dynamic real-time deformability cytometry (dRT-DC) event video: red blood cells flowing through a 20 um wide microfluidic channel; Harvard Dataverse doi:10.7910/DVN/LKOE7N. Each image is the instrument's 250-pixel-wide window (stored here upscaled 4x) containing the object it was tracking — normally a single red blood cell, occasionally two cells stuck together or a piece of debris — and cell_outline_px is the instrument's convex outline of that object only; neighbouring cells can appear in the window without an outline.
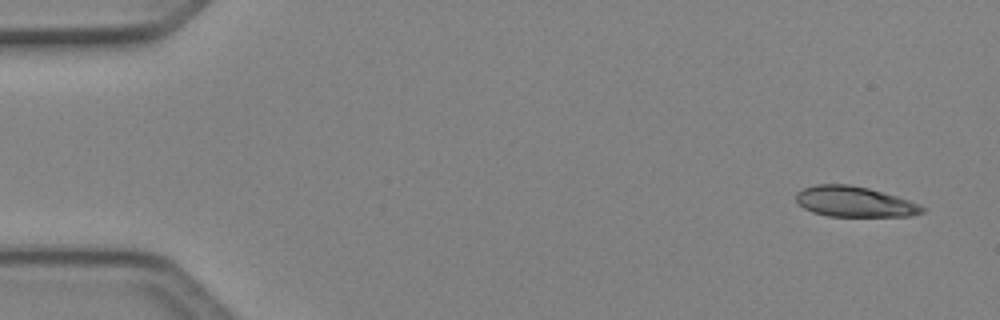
{"species": "Egyptian fruit bat (a non-hibernating species)", "species_latin": "Rousettus aegyptiacus", "temperature_condition": "cold", "stored_images_in_passage": 6, "camera_frame_rate_fps": 3000, "um_per_image_px": 0.085, "animal": {"sex": "female"}, "frame": {"image": 1, "passage_image": 1, "time_ms": 0.0, "image_size_px": [1000, 320], "cell_outline_px": [[928, 208], [924, 212], [912, 216], [828, 216], [812, 212], [804, 208], [796, 200], [796, 192], [804, 188], [816, 184], [848, 184], [868, 188], [896, 196], [920, 204]], "centroid_in_image_um": [72.65, 17.15], "position_along_channel_um": 12.3, "area_um2": 22.43}}
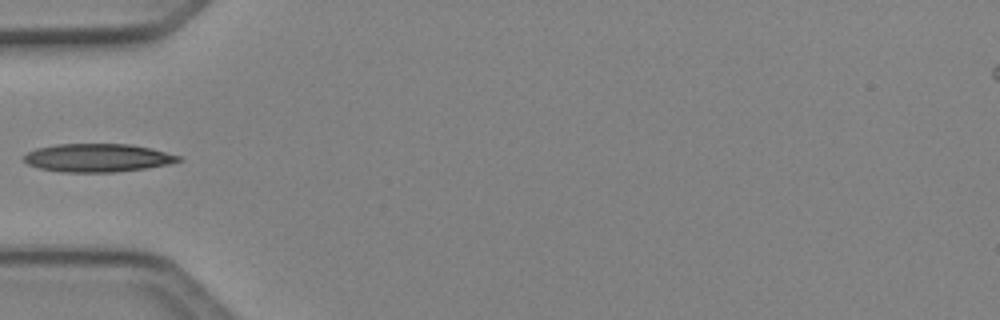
{"frame": {"image": 2, "passage_image": 5, "time_ms": 1.333, "image_size_px": [1000, 320], "cell_outline_px": [[184, 160], [168, 164], [144, 168], [116, 172], [60, 172], [40, 168], [28, 164], [24, 160], [24, 156], [28, 152], [36, 148], [56, 144], [128, 144], [152, 148], [180, 156]], "centroid_in_image_um": [8.3, 13.41], "position_along_channel_um": 76.7, "area_um2": 25.37}}
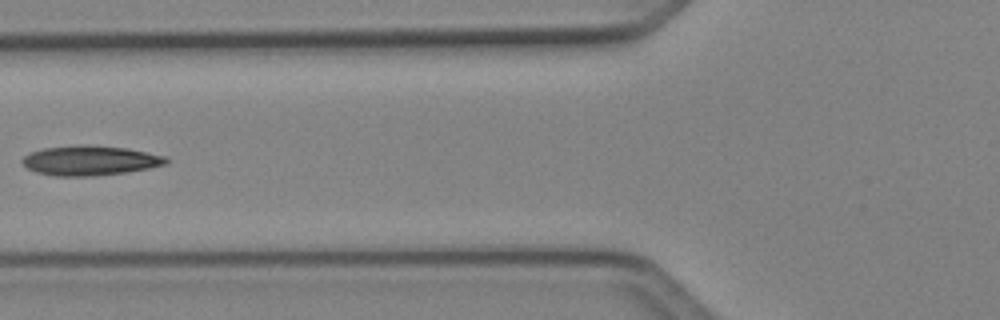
{"frame": {"image": 3, "passage_image": 6, "time_ms": 1.667, "image_size_px": [1000, 320], "cell_outline_px": [[168, 164], [128, 172], [96, 176], [52, 176], [36, 172], [28, 168], [20, 160], [24, 156], [32, 152], [44, 148], [128, 148], [168, 156]], "centroid_in_image_um": [7.72, 13.7], "position_along_channel_um": 118.1, "area_um2": 23.93}}